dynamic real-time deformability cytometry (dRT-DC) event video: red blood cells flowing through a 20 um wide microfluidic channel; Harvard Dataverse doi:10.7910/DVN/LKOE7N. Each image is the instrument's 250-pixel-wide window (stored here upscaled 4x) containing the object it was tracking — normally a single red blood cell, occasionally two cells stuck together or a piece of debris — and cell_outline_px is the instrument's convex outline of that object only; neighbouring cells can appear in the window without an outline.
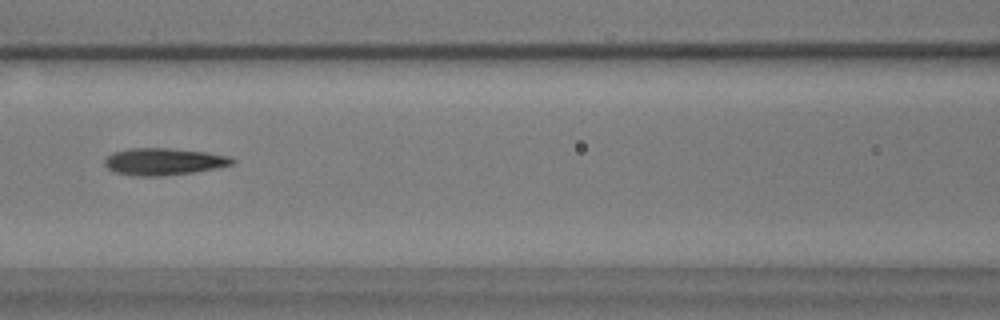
{"species": "common noctule bat (a hibernating species)", "species_latin": "Nyctalus noctula", "temperature_condition": "warm", "stored_images_in_passage": 45, "camera_frame_rate_fps": 3000, "um_per_image_px": 0.085, "animal": {"sex": "male", "body_mass_g": 17.9}, "frame": {"image": 1, "passage_image": 18, "time_ms": 5.667, "image_size_px": [1000, 320], "cell_outline_px": [[236, 160], [232, 164], [192, 172], [156, 176], [136, 176], [116, 172], [108, 168], [104, 164], [104, 160], [112, 152], [128, 148], [168, 148], [208, 152], [228, 156]], "centroid_in_image_um": [13.87, 13.72], "position_along_channel_um": 152.7, "area_um2": 19.83}}
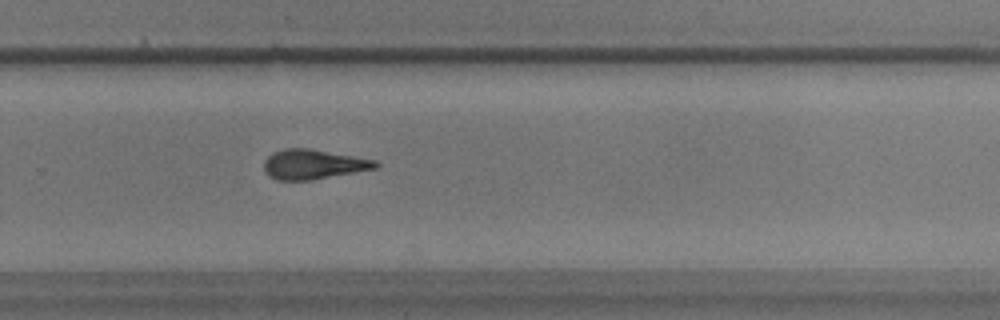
{"frame": {"image": 2, "passage_image": 31, "time_ms": 10.0, "image_size_px": [1000, 320], "cell_outline_px": [[380, 164], [376, 168], [308, 180], [276, 180], [268, 176], [264, 172], [264, 160], [272, 152], [284, 148], [308, 148], [376, 160]], "centroid_in_image_um": [26.57, 13.96], "position_along_channel_um": 303.2, "area_um2": 19.19}}
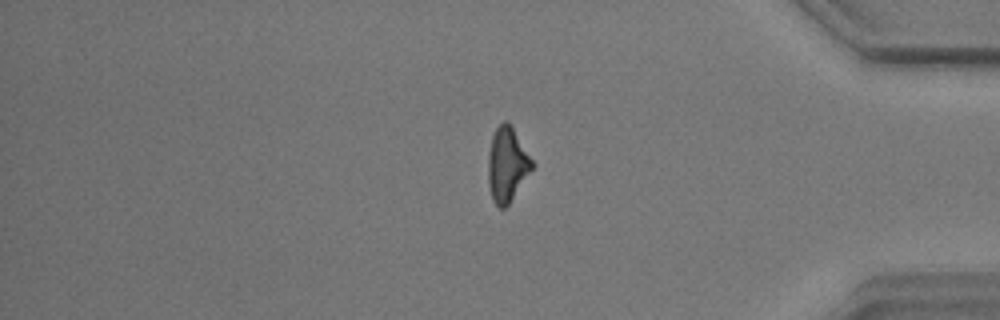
{"frame": {"image": 3, "passage_image": 41, "time_ms": 13.333, "image_size_px": [1000, 320], "cell_outline_px": [[536, 164], [508, 204], [504, 208], [500, 208], [492, 200], [488, 184], [488, 156], [492, 136], [496, 128], [504, 120], [508, 120]], "centroid_in_image_um": [43.11, 13.97], "position_along_channel_um": 392.1, "area_um2": 19.13}}